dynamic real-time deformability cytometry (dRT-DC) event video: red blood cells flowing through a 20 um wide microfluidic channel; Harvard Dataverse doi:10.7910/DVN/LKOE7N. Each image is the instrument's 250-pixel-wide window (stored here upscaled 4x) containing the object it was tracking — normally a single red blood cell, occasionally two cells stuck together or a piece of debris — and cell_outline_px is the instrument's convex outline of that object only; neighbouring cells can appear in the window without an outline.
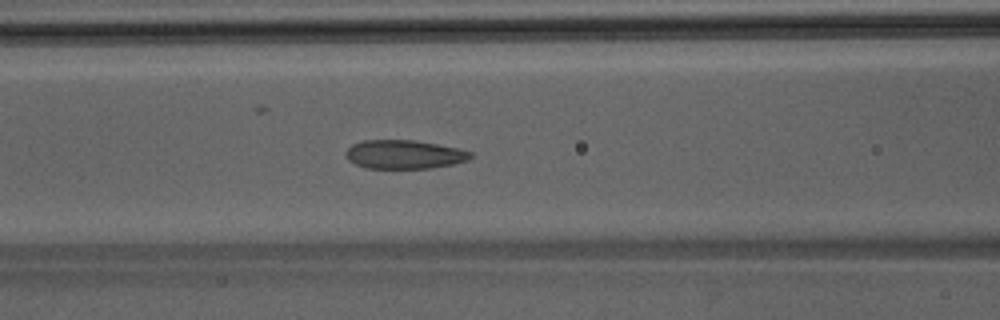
{"species": "Egyptian fruit bat (a non-hibernating species)", "species_latin": "Rousettus aegyptiacus", "temperature_condition": "room temperature", "stored_images_in_passage": 24, "camera_frame_rate_fps": 3000, "um_per_image_px": 0.085, "animal": {"sex": "male"}, "frame": {"image": 1, "passage_image": 20, "time_ms": 6.333, "image_size_px": [1000, 320], "cell_outline_px": [[472, 156], [468, 160], [452, 164], [432, 168], [364, 168], [348, 160], [344, 152], [352, 144], [364, 140], [412, 140], [460, 148], [472, 152]], "centroid_in_image_um": [34.35, 13.12], "position_along_channel_um": 132.3, "area_um2": 20.92}}
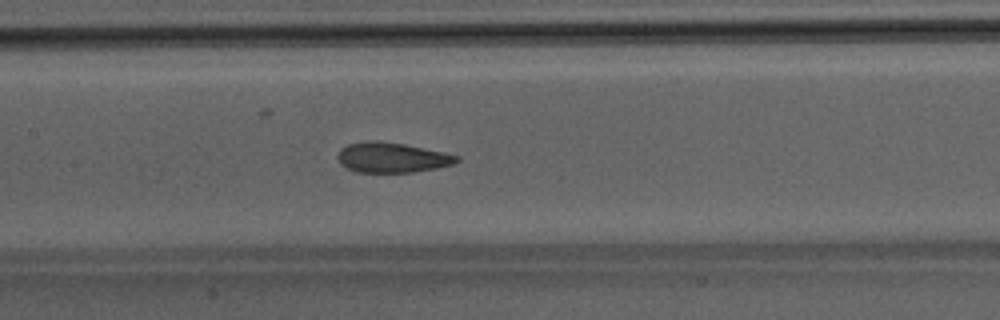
{"frame": {"image": 2, "passage_image": 23, "time_ms": 7.333, "image_size_px": [1000, 320], "cell_outline_px": [[460, 160], [452, 164], [436, 168], [412, 172], [356, 172], [340, 164], [336, 156], [340, 148], [348, 144], [376, 140], [404, 144], [444, 152], [460, 156]], "centroid_in_image_um": [33.3, 13.39], "position_along_channel_um": 174.1, "area_um2": 20.81}}